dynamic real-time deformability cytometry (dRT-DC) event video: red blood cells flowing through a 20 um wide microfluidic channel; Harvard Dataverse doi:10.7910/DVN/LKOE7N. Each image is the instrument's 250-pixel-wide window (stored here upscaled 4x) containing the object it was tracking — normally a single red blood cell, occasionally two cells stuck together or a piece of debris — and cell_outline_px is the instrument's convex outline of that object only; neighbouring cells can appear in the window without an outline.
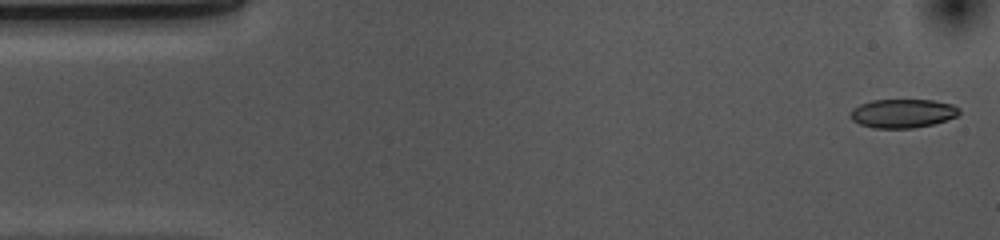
{"species": "common noctule bat (a hibernating species)", "species_latin": "Nyctalus noctula", "temperature_condition": "cold", "stored_images_in_passage": 53, "camera_frame_rate_fps": 3000, "um_per_image_px": 0.085, "animal": {"sex": "female", "body_mass_g": 10.0, "forearm_length_mm": 53.1}, "frame": {"image": 1, "passage_image": 1, "time_ms": 0.0, "image_size_px": [1000, 240], "cell_outline_px": [[960, 112], [956, 116], [932, 124], [912, 128], [872, 128], [860, 124], [852, 120], [852, 108], [860, 104], [872, 100], [932, 100], [952, 104], [960, 108]], "centroid_in_image_um": [76.72, 9.63], "position_along_channel_um": 8.3, "area_um2": 18.09}}
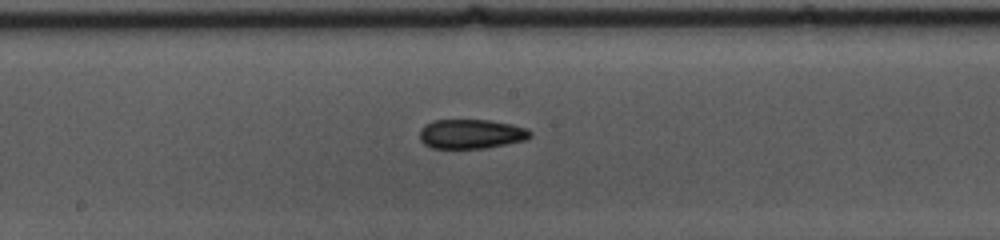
{"frame": {"image": 2, "passage_image": 26, "time_ms": 8.333, "image_size_px": [1000, 240], "cell_outline_px": [[532, 136], [528, 140], [484, 148], [432, 148], [424, 144], [420, 140], [420, 128], [424, 124], [432, 120], [488, 120], [512, 124], [528, 128], [532, 132]], "centroid_in_image_um": [40.06, 11.38], "position_along_channel_um": 208.1, "area_um2": 19.19}}
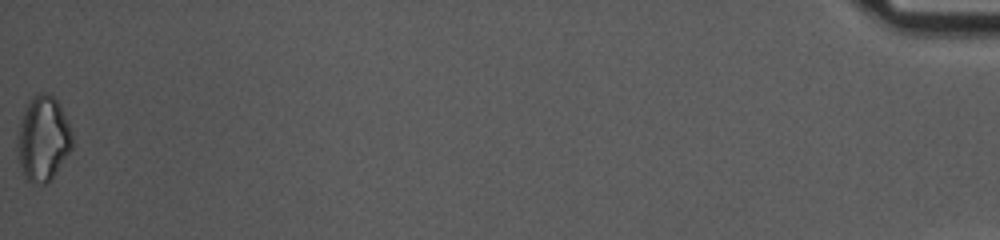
{"frame": {"image": 3, "passage_image": 53, "time_ms": 17.333, "image_size_px": [1000, 240], "cell_outline_px": [[72, 148], [52, 176], [44, 184], [32, 184], [24, 180], [16, 148], [16, 136], [20, 120], [24, 108], [32, 96], [36, 92], [48, 92], [60, 104], [72, 132]], "centroid_in_image_um": [3.61, 11.76], "position_along_channel_um": 431.6, "area_um2": 27.46}, "authors_computed_cell_mechanics": {"area_um2": 19.3052, "velocity_mm_per_s": 3.6689, "shape_relaxation_time_tau1_ms": 4.109, "shape_relaxation_time_tau2_ms": 4.953, "deformation_change_tau1": 0.1164, "deformation_change_tau2": 0.1153}}